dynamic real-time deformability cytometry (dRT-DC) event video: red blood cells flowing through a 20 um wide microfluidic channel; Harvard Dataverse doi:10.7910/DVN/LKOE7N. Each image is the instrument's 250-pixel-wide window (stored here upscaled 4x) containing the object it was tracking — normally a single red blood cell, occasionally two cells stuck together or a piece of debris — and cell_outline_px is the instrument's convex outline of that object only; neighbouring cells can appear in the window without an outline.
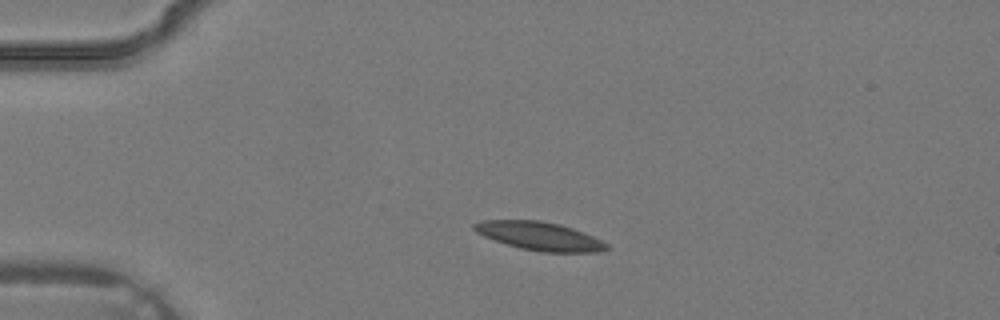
{"species": "common noctule bat (a hibernating species)", "species_latin": "Nyctalus noctula", "temperature_condition": "warm", "stored_images_in_passage": 2, "camera_frame_rate_fps": 3000, "um_per_image_px": 0.085, "animal": {"sex": "male", "body_mass_g": 19.2, "forearm_length_mm": 51.8}, "frame": {"image": 1, "passage_image": 2, "time_ms": 0.333, "image_size_px": [1000, 320], "cell_outline_px": [[612, 248], [600, 252], [544, 252], [520, 248], [484, 236], [476, 232], [472, 228], [472, 224], [480, 220], [540, 220], [560, 224], [572, 228], [592, 236], [608, 244]], "centroid_in_image_um": [45.87, 20.06], "position_along_channel_um": 39.1, "area_um2": 21.85}}